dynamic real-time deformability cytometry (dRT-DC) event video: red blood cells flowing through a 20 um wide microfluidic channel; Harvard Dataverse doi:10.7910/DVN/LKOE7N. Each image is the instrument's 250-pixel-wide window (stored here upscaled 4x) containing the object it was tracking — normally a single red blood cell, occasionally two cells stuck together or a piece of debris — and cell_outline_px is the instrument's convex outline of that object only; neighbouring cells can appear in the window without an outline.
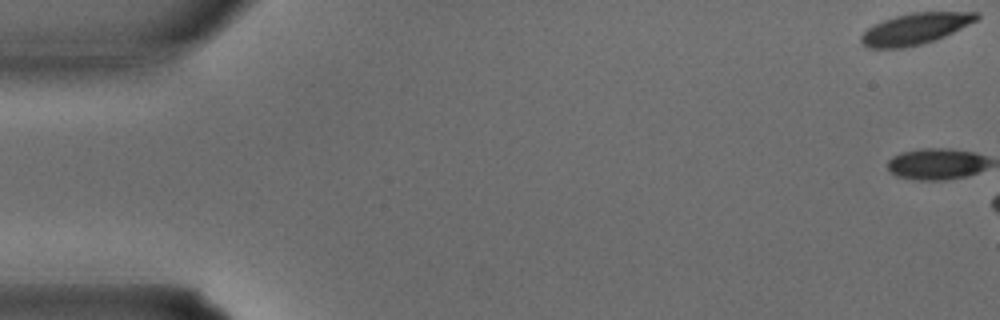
{"species": "common noctule bat (a hibernating species)", "species_latin": "Nyctalus noctula", "temperature_condition": "warm", "stored_images_in_passage": 6, "camera_frame_rate_fps": 3000, "um_per_image_px": 0.085, "animal": {"sex": "male", "body_mass_g": 15.6}, "frame": {"image": 1, "passage_image": 1, "time_ms": 0.0, "image_size_px": [1000, 320], "cell_outline_px": [[980, 16], [976, 20], [936, 40], [924, 44], [904, 48], [868, 48], [860, 40], [860, 36], [868, 28], [884, 20], [896, 16], [912, 12], [980, 12]], "centroid_in_image_um": [77.79, 2.45], "position_along_channel_um": 7.2, "area_um2": 20.81}}